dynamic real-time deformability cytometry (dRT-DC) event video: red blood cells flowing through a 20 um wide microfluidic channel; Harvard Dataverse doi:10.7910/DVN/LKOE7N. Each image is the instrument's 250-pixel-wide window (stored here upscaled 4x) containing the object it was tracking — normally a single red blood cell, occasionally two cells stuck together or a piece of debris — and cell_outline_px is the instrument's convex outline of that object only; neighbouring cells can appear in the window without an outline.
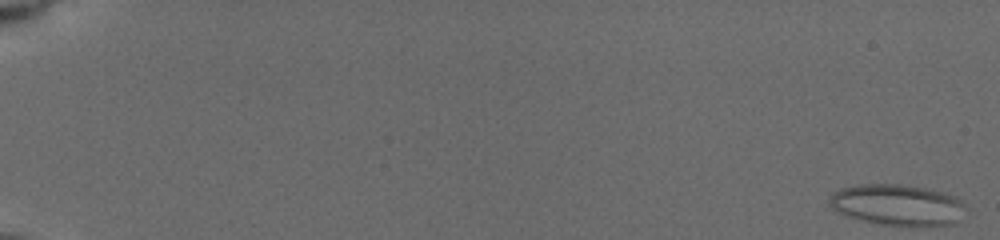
{"species": "common noctule bat (a hibernating species)", "species_latin": "Nyctalus noctula", "temperature_condition": "cold", "stored_images_in_passage": 76, "camera_frame_rate_fps": 3000, "um_per_image_px": 0.085, "animal": {"sex": "female", "body_mass_g": 19.5, "forearm_length_mm": 54.1}, "frame": {"image": 1, "passage_image": 1, "time_ms": 0.0, "image_size_px": [1000, 240], "cell_outline_px": [[968, 208], [956, 224], [884, 224], [864, 220], [848, 216], [836, 212], [828, 204], [828, 200], [840, 188], [860, 184], [900, 184], [928, 188], [944, 192], [956, 196]], "centroid_in_image_um": [76.31, 17.38], "position_along_channel_um": 8.7, "area_um2": 32.31}}
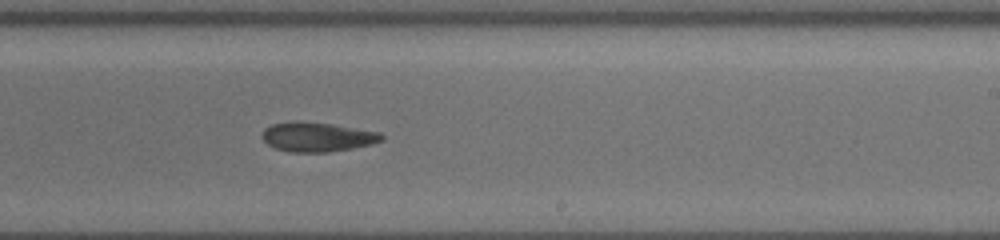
{"frame": {"image": 2, "passage_image": 53, "time_ms": 11.667, "image_size_px": [1000, 240], "cell_outline_px": [[384, 140], [372, 144], [352, 148], [328, 152], [288, 152], [276, 148], [268, 144], [260, 136], [264, 128], [272, 124], [328, 124], [380, 132], [384, 136]], "centroid_in_image_um": [27.0, 11.69], "position_along_channel_um": 262.0, "area_um2": 19.65}}
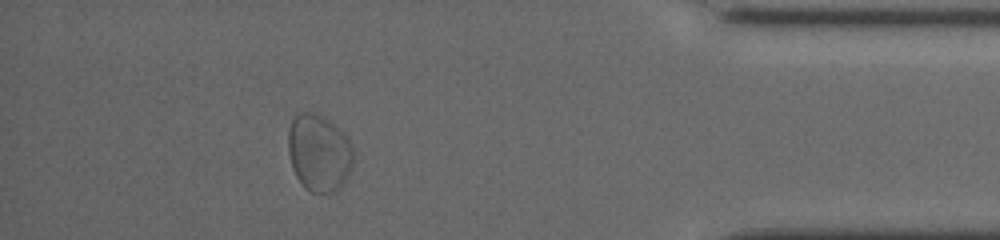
{"frame": {"image": 3, "passage_image": 71, "time_ms": 16.333, "image_size_px": [1000, 240], "cell_outline_px": [[352, 160], [348, 172], [344, 180], [332, 192], [312, 192], [304, 188], [296, 176], [292, 168], [288, 152], [288, 128], [292, 120], [300, 112], [316, 112], [328, 120], [348, 140], [352, 152]], "centroid_in_image_um": [27.04, 12.97], "position_along_channel_um": 408.2, "area_um2": 28.55}, "authors_computed_cell_mechanics": {"area_um2": 22.9177, "velocity_mm_per_s": 3.8745, "shape_relaxation_time_tau1_ms": null, "shape_relaxation_time_tau2_ms": 4.5709, "deformation_change_tau1": null, "deformation_change_tau2": 0.1127}}